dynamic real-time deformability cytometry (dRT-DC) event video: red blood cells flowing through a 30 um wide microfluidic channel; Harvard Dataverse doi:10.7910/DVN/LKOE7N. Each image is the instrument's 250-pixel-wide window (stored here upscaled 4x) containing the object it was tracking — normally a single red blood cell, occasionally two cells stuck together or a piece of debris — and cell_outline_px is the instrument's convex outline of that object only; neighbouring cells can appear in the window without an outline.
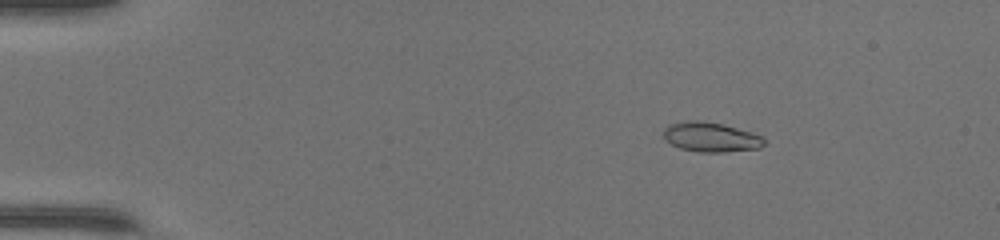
{"species": "common noctule bat (a hibernating species)", "species_latin": "Nyctalus noctula", "temperature_condition": "warm", "stored_images_in_passage": 50, "camera_frame_rate_fps": 3000, "um_per_image_px": 0.085, "animal": {"sex": "female", "body_mass_g": 17.0, "forearm_length_mm": 48.0}, "frame": {"image": 1, "passage_image": 9, "time_ms": 2.667, "image_size_px": [1000, 240], "cell_outline_px": [[764, 144], [760, 148], [724, 152], [696, 152], [680, 148], [672, 144], [664, 136], [664, 128], [668, 124], [688, 120], [704, 120], [724, 124], [752, 132], [764, 136]], "centroid_in_image_um": [60.44, 11.64], "position_along_channel_um": 24.6, "area_um2": 17.57}}
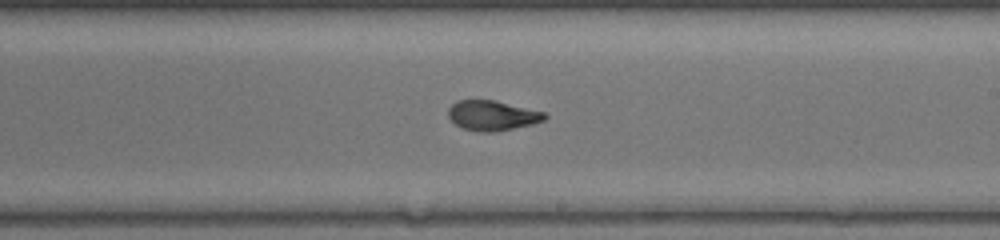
{"frame": {"image": 2, "passage_image": 31, "time_ms": 10.0, "image_size_px": [1000, 240], "cell_outline_px": [[548, 116], [544, 120], [532, 124], [496, 132], [476, 132], [464, 128], [456, 124], [448, 116], [448, 108], [456, 100], [496, 100], [544, 112]], "centroid_in_image_um": [41.84, 9.81], "position_along_channel_um": 247.2, "area_um2": 16.88}}
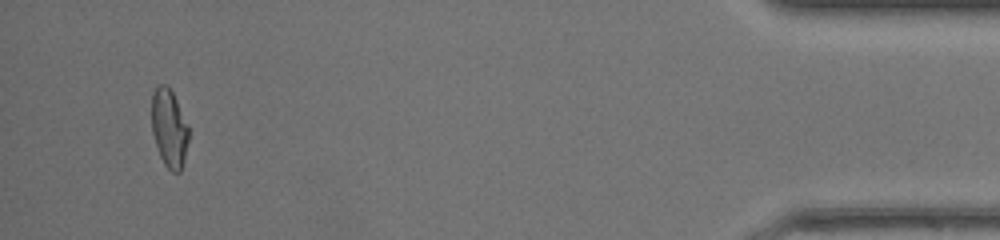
{"frame": {"image": 3, "passage_image": 48, "time_ms": 15.667, "image_size_px": [1000, 240], "cell_outline_px": [[188, 140], [184, 160], [180, 172], [172, 172], [164, 164], [160, 156], [152, 132], [152, 92], [156, 84], [168, 84], [188, 124]], "centroid_in_image_um": [14.37, 10.86], "position_along_channel_um": 420.8, "area_um2": 16.88}, "authors_computed_cell_mechanics": {"area_um2": 17.0221, "velocity_mm_per_s": 4.3441, "shape_relaxation_time_tau1_ms": 5.9028, "shape_relaxation_time_tau2_ms": 0.9881, "deformation_change_tau1": 0.2494, "deformation_change_tau2": 0.0651}}